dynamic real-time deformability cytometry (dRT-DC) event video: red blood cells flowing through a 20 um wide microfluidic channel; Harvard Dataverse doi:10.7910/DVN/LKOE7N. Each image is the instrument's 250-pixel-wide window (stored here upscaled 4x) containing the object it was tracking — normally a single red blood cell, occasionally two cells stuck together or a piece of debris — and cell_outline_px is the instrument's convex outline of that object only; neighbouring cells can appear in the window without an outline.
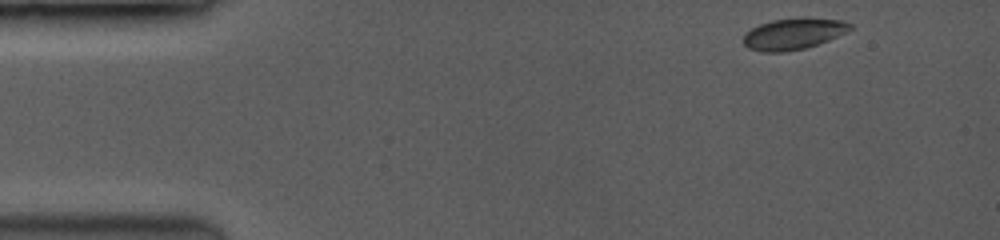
{"species": "common noctule bat (a hibernating species)", "species_latin": "Nyctalus noctula", "temperature_condition": "room temperature", "stored_images_in_passage": 12, "camera_frame_rate_fps": 3500, "um_per_image_px": 0.085, "animal": {"sex": "female", "body_mass_g": 19.0, "forearm_length_mm": 53.3}, "frame": {"image": 1, "passage_image": 1, "time_ms": 0.0, "image_size_px": [1000, 240], "cell_outline_px": [[852, 28], [828, 40], [804, 48], [780, 52], [764, 52], [748, 48], [744, 44], [744, 36], [752, 28], [760, 24], [776, 20], [840, 20], [852, 24]], "centroid_in_image_um": [67.39, 2.92], "position_along_channel_um": 17.6, "area_um2": 18.26}}
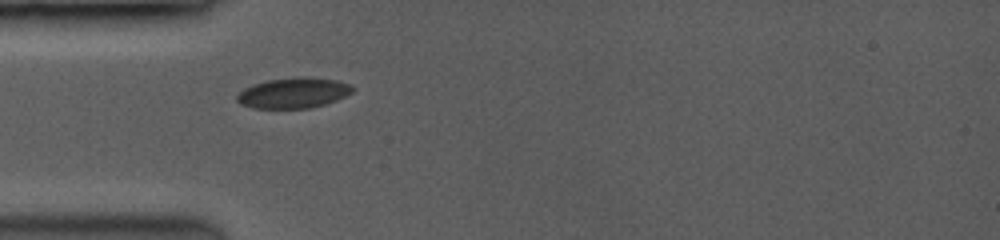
{"frame": {"image": 2, "passage_image": 9, "time_ms": 3.429, "image_size_px": [1000, 240], "cell_outline_px": [[356, 88], [352, 92], [336, 100], [324, 104], [308, 108], [252, 108], [240, 104], [236, 100], [236, 96], [244, 88], [268, 80], [332, 80], [348, 84]], "centroid_in_image_um": [24.88, 7.96], "position_along_channel_um": 60.1, "area_um2": 19.31}}